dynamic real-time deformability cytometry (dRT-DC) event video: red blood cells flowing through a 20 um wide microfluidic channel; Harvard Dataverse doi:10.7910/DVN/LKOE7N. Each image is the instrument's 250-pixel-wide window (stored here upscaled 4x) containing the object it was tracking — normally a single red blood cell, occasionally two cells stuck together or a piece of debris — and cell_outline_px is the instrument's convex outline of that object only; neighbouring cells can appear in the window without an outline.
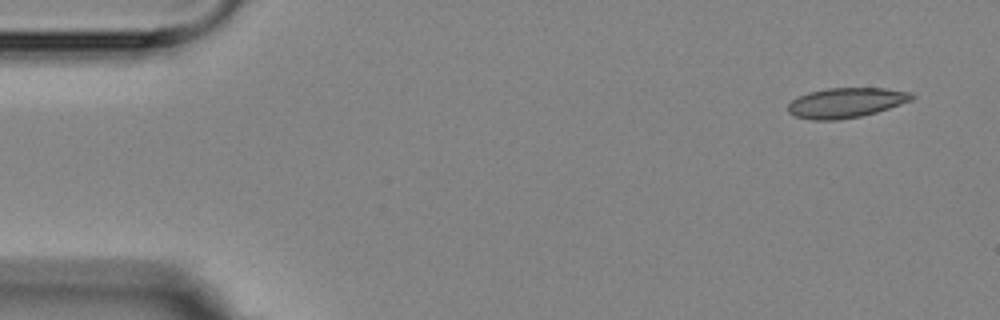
{"species": "Egyptian fruit bat (a non-hibernating species)", "species_latin": "Rousettus aegyptiacus", "temperature_condition": "room temperature", "stored_images_in_passage": 4, "camera_frame_rate_fps": 3000, "um_per_image_px": 0.085, "animal": {"sex": "female"}, "frame": {"image": 1, "passage_image": 1, "time_ms": 0.0, "image_size_px": [1000, 320], "cell_outline_px": [[916, 96], [912, 100], [876, 112], [860, 116], [836, 120], [812, 120], [796, 116], [788, 112], [788, 104], [792, 100], [808, 92], [828, 88], [884, 88], [912, 92]], "centroid_in_image_um": [71.92, 8.72], "position_along_channel_um": 13.1, "area_um2": 21.5}}
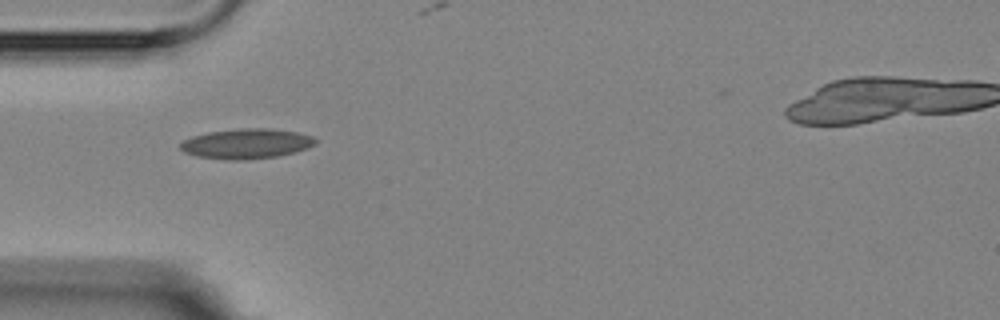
{"frame": {"image": 2, "passage_image": 4, "time_ms": 4.333, "image_size_px": [1000, 320], "cell_outline_px": [[316, 144], [308, 148], [296, 152], [280, 156], [248, 160], [228, 160], [196, 156], [184, 152], [180, 148], [180, 144], [184, 140], [192, 136], [208, 132], [240, 128], [268, 128], [296, 132], [312, 136], [316, 140]], "centroid_in_image_um": [20.96, 12.22], "position_along_channel_um": 64.0, "area_um2": 23.81}}